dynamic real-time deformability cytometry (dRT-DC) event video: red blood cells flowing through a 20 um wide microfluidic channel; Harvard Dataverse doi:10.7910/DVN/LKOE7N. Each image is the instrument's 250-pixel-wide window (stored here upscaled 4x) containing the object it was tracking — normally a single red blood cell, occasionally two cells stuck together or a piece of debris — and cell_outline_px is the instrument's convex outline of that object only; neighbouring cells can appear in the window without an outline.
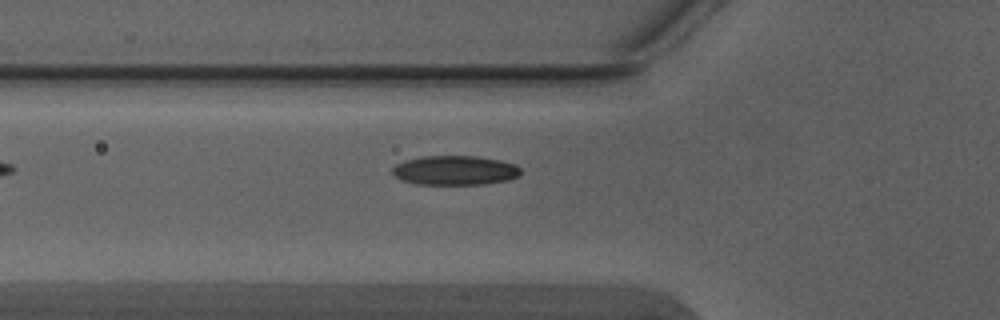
{"species": "Egyptian fruit bat (a non-hibernating species)", "species_latin": "Rousettus aegyptiacus", "temperature_condition": "warm", "stored_images_in_passage": 5, "camera_frame_rate_fps": 3000, "um_per_image_px": 0.085, "animal": {"sex": "male"}, "frame": {"image": 1, "passage_image": 5, "time_ms": 1.333, "image_size_px": [1000, 320], "cell_outline_px": [[520, 176], [508, 180], [484, 184], [416, 184], [400, 180], [392, 172], [392, 168], [396, 164], [404, 160], [420, 156], [476, 156], [500, 160], [516, 164], [520, 168]], "centroid_in_image_um": [38.66, 14.47], "position_along_channel_um": 87.1, "area_um2": 22.14}}